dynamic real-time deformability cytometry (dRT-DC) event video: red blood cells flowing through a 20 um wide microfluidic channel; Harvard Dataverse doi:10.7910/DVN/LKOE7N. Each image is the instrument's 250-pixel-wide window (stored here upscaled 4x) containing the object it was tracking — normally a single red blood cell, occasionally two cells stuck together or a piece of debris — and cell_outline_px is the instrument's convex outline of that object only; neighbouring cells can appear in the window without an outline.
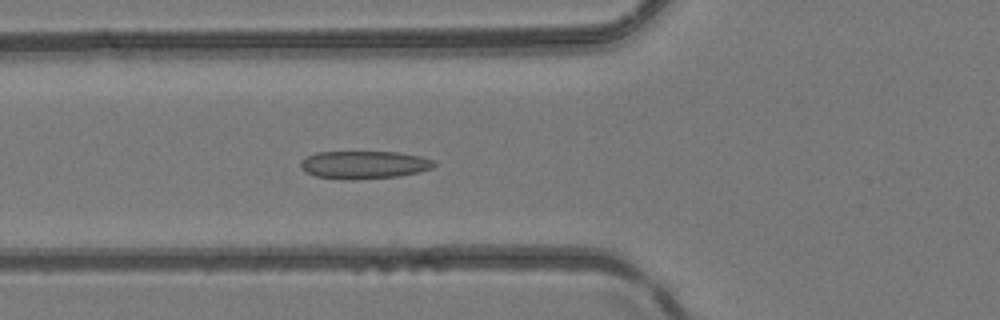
{"species": "common noctule bat (a hibernating species)", "species_latin": "Nyctalus noctula", "temperature_condition": "room temperature", "stored_images_in_passage": 49, "camera_frame_rate_fps": 3000, "um_per_image_px": 0.085, "animal": {"sex": "female", "body_mass_g": 24.6, "forearm_length_mm": 56.2}, "frame": {"image": 1, "passage_image": 18, "time_ms": 5.667, "image_size_px": [1000, 320], "cell_outline_px": [[436, 164], [432, 168], [420, 172], [396, 176], [348, 180], [316, 176], [304, 172], [300, 168], [300, 164], [308, 156], [316, 152], [400, 152], [420, 156], [432, 160]], "centroid_in_image_um": [30.94, 14.0], "position_along_channel_um": 94.9, "area_um2": 21.56}}
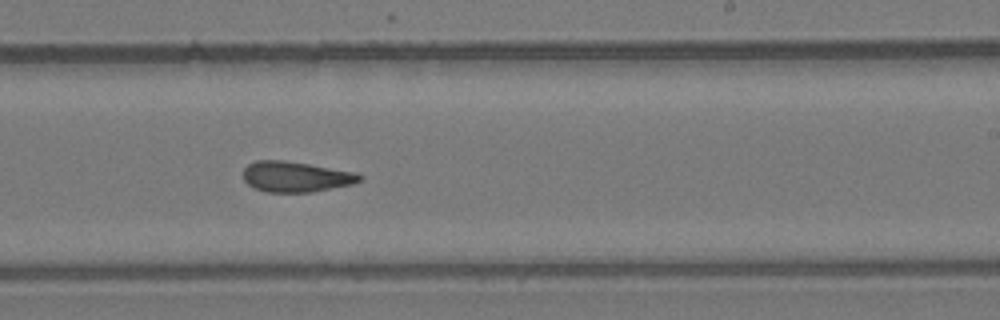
{"frame": {"image": 2, "passage_image": 30, "time_ms": 9.667, "image_size_px": [1000, 320], "cell_outline_px": [[364, 176], [360, 180], [352, 184], [312, 192], [268, 192], [256, 188], [248, 184], [244, 180], [244, 168], [248, 164], [256, 160], [284, 160], [356, 172]], "centroid_in_image_um": [25.15, 15.01], "position_along_channel_um": 263.9, "area_um2": 20.58}}
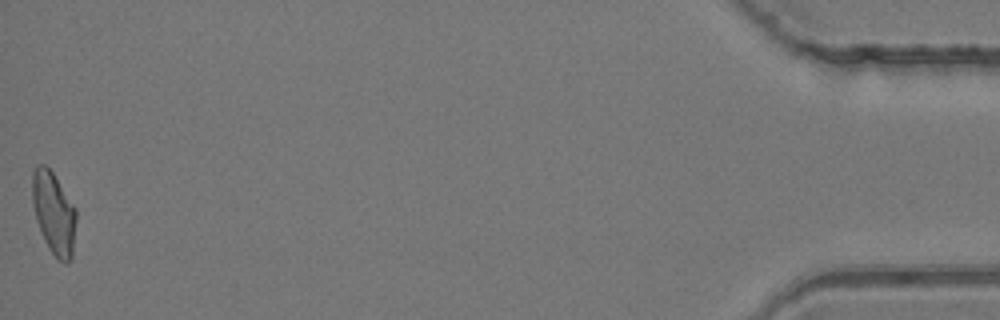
{"frame": {"image": 3, "passage_image": 49, "time_ms": 16.0, "image_size_px": [1000, 320], "cell_outline_px": [[76, 220], [72, 260], [68, 264], [64, 264], [48, 248], [44, 240], [36, 220], [32, 204], [32, 172], [36, 164], [44, 164], [52, 172], [76, 208]], "centroid_in_image_um": [4.57, 18.12], "position_along_channel_um": 430.6, "area_um2": 21.21}, "authors_computed_cell_mechanics": {"area_um2": 21.1548, "velocity_mm_per_s": 4.2105, "shape_relaxation_time_tau1_ms": null, "shape_relaxation_time_tau2_ms": 3.3422, "deformation_change_tau1": null, "deformation_change_tau2": 0.1031}}